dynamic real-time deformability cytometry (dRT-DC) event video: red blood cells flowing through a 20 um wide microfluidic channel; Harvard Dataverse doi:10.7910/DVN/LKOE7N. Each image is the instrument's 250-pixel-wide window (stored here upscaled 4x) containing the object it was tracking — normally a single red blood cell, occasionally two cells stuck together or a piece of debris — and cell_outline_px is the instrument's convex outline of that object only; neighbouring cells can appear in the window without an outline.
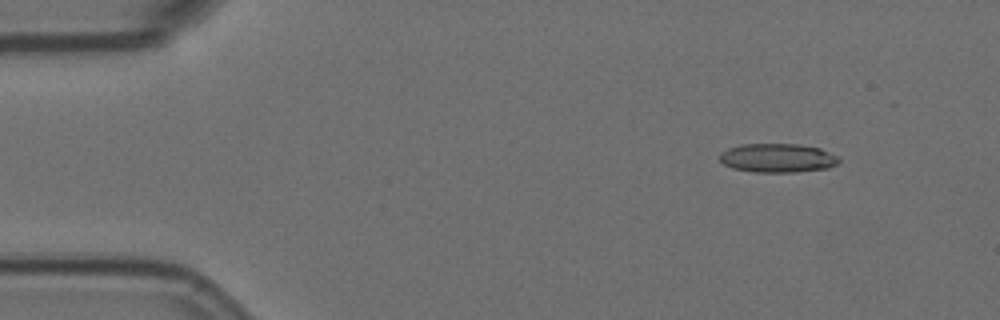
{"species": "Egyptian fruit bat (a non-hibernating species)", "species_latin": "Rousettus aegyptiacus", "temperature_condition": "room temperature", "stored_images_in_passage": 3, "camera_frame_rate_fps": 3000, "um_per_image_px": 0.085, "animal": {"sex": "female"}, "frame": {"image": 1, "passage_image": 1, "time_ms": 0.0, "image_size_px": [1000, 320], "cell_outline_px": [[840, 164], [828, 168], [796, 172], [752, 172], [732, 168], [724, 164], [720, 160], [720, 152], [728, 148], [740, 144], [800, 144], [820, 148], [836, 156], [840, 160]], "centroid_in_image_um": [66.09, 13.43], "position_along_channel_um": 18.9, "area_um2": 20.23}}